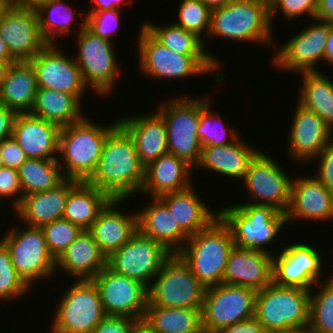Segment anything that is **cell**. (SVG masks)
I'll return each mask as SVG.
<instances>
[{
	"label": "cell",
	"instance_id": "obj_54",
	"mask_svg": "<svg viewBox=\"0 0 333 333\" xmlns=\"http://www.w3.org/2000/svg\"><path fill=\"white\" fill-rule=\"evenodd\" d=\"M316 19L333 24V0H318Z\"/></svg>",
	"mask_w": 333,
	"mask_h": 333
},
{
	"label": "cell",
	"instance_id": "obj_63",
	"mask_svg": "<svg viewBox=\"0 0 333 333\" xmlns=\"http://www.w3.org/2000/svg\"><path fill=\"white\" fill-rule=\"evenodd\" d=\"M13 3L12 0H0V20Z\"/></svg>",
	"mask_w": 333,
	"mask_h": 333
},
{
	"label": "cell",
	"instance_id": "obj_36",
	"mask_svg": "<svg viewBox=\"0 0 333 333\" xmlns=\"http://www.w3.org/2000/svg\"><path fill=\"white\" fill-rule=\"evenodd\" d=\"M298 103L320 116L333 131V81L322 72L300 73Z\"/></svg>",
	"mask_w": 333,
	"mask_h": 333
},
{
	"label": "cell",
	"instance_id": "obj_8",
	"mask_svg": "<svg viewBox=\"0 0 333 333\" xmlns=\"http://www.w3.org/2000/svg\"><path fill=\"white\" fill-rule=\"evenodd\" d=\"M138 41L139 69L154 79H185L215 72L218 66L209 55H182L159 43L143 26Z\"/></svg>",
	"mask_w": 333,
	"mask_h": 333
},
{
	"label": "cell",
	"instance_id": "obj_55",
	"mask_svg": "<svg viewBox=\"0 0 333 333\" xmlns=\"http://www.w3.org/2000/svg\"><path fill=\"white\" fill-rule=\"evenodd\" d=\"M93 1L92 8L87 10L85 14H90L91 12L106 11L111 9H121L123 7L122 3L125 0H91ZM94 4V7H93Z\"/></svg>",
	"mask_w": 333,
	"mask_h": 333
},
{
	"label": "cell",
	"instance_id": "obj_28",
	"mask_svg": "<svg viewBox=\"0 0 333 333\" xmlns=\"http://www.w3.org/2000/svg\"><path fill=\"white\" fill-rule=\"evenodd\" d=\"M194 168L174 154L166 153L150 162L144 169V183L140 193L160 197L181 191L192 185L190 177Z\"/></svg>",
	"mask_w": 333,
	"mask_h": 333
},
{
	"label": "cell",
	"instance_id": "obj_24",
	"mask_svg": "<svg viewBox=\"0 0 333 333\" xmlns=\"http://www.w3.org/2000/svg\"><path fill=\"white\" fill-rule=\"evenodd\" d=\"M123 200L126 199L112 198L88 230L106 258L120 249L138 231L137 212L125 214L118 208Z\"/></svg>",
	"mask_w": 333,
	"mask_h": 333
},
{
	"label": "cell",
	"instance_id": "obj_65",
	"mask_svg": "<svg viewBox=\"0 0 333 333\" xmlns=\"http://www.w3.org/2000/svg\"><path fill=\"white\" fill-rule=\"evenodd\" d=\"M4 167V164H3V161L1 159V156H0V169Z\"/></svg>",
	"mask_w": 333,
	"mask_h": 333
},
{
	"label": "cell",
	"instance_id": "obj_31",
	"mask_svg": "<svg viewBox=\"0 0 333 333\" xmlns=\"http://www.w3.org/2000/svg\"><path fill=\"white\" fill-rule=\"evenodd\" d=\"M241 138L227 145L202 147L200 160L194 170L205 168L229 178L243 179L250 162L261 150L253 149Z\"/></svg>",
	"mask_w": 333,
	"mask_h": 333
},
{
	"label": "cell",
	"instance_id": "obj_35",
	"mask_svg": "<svg viewBox=\"0 0 333 333\" xmlns=\"http://www.w3.org/2000/svg\"><path fill=\"white\" fill-rule=\"evenodd\" d=\"M81 108V103L71 94L38 88L30 114L64 127L85 116Z\"/></svg>",
	"mask_w": 333,
	"mask_h": 333
},
{
	"label": "cell",
	"instance_id": "obj_6",
	"mask_svg": "<svg viewBox=\"0 0 333 333\" xmlns=\"http://www.w3.org/2000/svg\"><path fill=\"white\" fill-rule=\"evenodd\" d=\"M156 110L165 120L168 153L185 160L193 168L201 157L202 146L197 135L200 113L210 104V97H177Z\"/></svg>",
	"mask_w": 333,
	"mask_h": 333
},
{
	"label": "cell",
	"instance_id": "obj_56",
	"mask_svg": "<svg viewBox=\"0 0 333 333\" xmlns=\"http://www.w3.org/2000/svg\"><path fill=\"white\" fill-rule=\"evenodd\" d=\"M325 62L333 67V24H331V29L324 50V63Z\"/></svg>",
	"mask_w": 333,
	"mask_h": 333
},
{
	"label": "cell",
	"instance_id": "obj_46",
	"mask_svg": "<svg viewBox=\"0 0 333 333\" xmlns=\"http://www.w3.org/2000/svg\"><path fill=\"white\" fill-rule=\"evenodd\" d=\"M120 9L91 12L85 15V27L94 35L111 41L113 33H118Z\"/></svg>",
	"mask_w": 333,
	"mask_h": 333
},
{
	"label": "cell",
	"instance_id": "obj_2",
	"mask_svg": "<svg viewBox=\"0 0 333 333\" xmlns=\"http://www.w3.org/2000/svg\"><path fill=\"white\" fill-rule=\"evenodd\" d=\"M117 125L118 119L104 126L84 116L61 127L57 160L64 178L86 182L96 170L105 139Z\"/></svg>",
	"mask_w": 333,
	"mask_h": 333
},
{
	"label": "cell",
	"instance_id": "obj_26",
	"mask_svg": "<svg viewBox=\"0 0 333 333\" xmlns=\"http://www.w3.org/2000/svg\"><path fill=\"white\" fill-rule=\"evenodd\" d=\"M149 113L118 119V124L133 139L139 161L144 167L168 153L165 120L157 110Z\"/></svg>",
	"mask_w": 333,
	"mask_h": 333
},
{
	"label": "cell",
	"instance_id": "obj_45",
	"mask_svg": "<svg viewBox=\"0 0 333 333\" xmlns=\"http://www.w3.org/2000/svg\"><path fill=\"white\" fill-rule=\"evenodd\" d=\"M30 289L17 274L8 249L0 241V299L9 301L12 298L22 297Z\"/></svg>",
	"mask_w": 333,
	"mask_h": 333
},
{
	"label": "cell",
	"instance_id": "obj_47",
	"mask_svg": "<svg viewBox=\"0 0 333 333\" xmlns=\"http://www.w3.org/2000/svg\"><path fill=\"white\" fill-rule=\"evenodd\" d=\"M318 0H275L269 7L271 25L277 12L282 11L284 19L296 20L300 15H308L312 20L316 18Z\"/></svg>",
	"mask_w": 333,
	"mask_h": 333
},
{
	"label": "cell",
	"instance_id": "obj_48",
	"mask_svg": "<svg viewBox=\"0 0 333 333\" xmlns=\"http://www.w3.org/2000/svg\"><path fill=\"white\" fill-rule=\"evenodd\" d=\"M13 196V198H12ZM4 198L12 201V209H16L23 198L22 187L18 176V170L9 167L0 169V200Z\"/></svg>",
	"mask_w": 333,
	"mask_h": 333
},
{
	"label": "cell",
	"instance_id": "obj_5",
	"mask_svg": "<svg viewBox=\"0 0 333 333\" xmlns=\"http://www.w3.org/2000/svg\"><path fill=\"white\" fill-rule=\"evenodd\" d=\"M218 216L230 229L236 247L265 253H271L266 246L276 240L287 224L285 213L248 202L218 209Z\"/></svg>",
	"mask_w": 333,
	"mask_h": 333
},
{
	"label": "cell",
	"instance_id": "obj_27",
	"mask_svg": "<svg viewBox=\"0 0 333 333\" xmlns=\"http://www.w3.org/2000/svg\"><path fill=\"white\" fill-rule=\"evenodd\" d=\"M79 181L65 178L55 188L44 192L24 195L14 210L16 217L25 226L42 227L63 217L69 191Z\"/></svg>",
	"mask_w": 333,
	"mask_h": 333
},
{
	"label": "cell",
	"instance_id": "obj_29",
	"mask_svg": "<svg viewBox=\"0 0 333 333\" xmlns=\"http://www.w3.org/2000/svg\"><path fill=\"white\" fill-rule=\"evenodd\" d=\"M151 203L137 212L138 231L164 245L171 253H178L189 238L175 222L167 205L152 197Z\"/></svg>",
	"mask_w": 333,
	"mask_h": 333
},
{
	"label": "cell",
	"instance_id": "obj_34",
	"mask_svg": "<svg viewBox=\"0 0 333 333\" xmlns=\"http://www.w3.org/2000/svg\"><path fill=\"white\" fill-rule=\"evenodd\" d=\"M111 199L106 192L87 182L79 181L69 191L62 218L82 230H89L100 211Z\"/></svg>",
	"mask_w": 333,
	"mask_h": 333
},
{
	"label": "cell",
	"instance_id": "obj_4",
	"mask_svg": "<svg viewBox=\"0 0 333 333\" xmlns=\"http://www.w3.org/2000/svg\"><path fill=\"white\" fill-rule=\"evenodd\" d=\"M272 30L266 4L258 0H231L224 6L212 9L207 38L215 36L276 46Z\"/></svg>",
	"mask_w": 333,
	"mask_h": 333
},
{
	"label": "cell",
	"instance_id": "obj_39",
	"mask_svg": "<svg viewBox=\"0 0 333 333\" xmlns=\"http://www.w3.org/2000/svg\"><path fill=\"white\" fill-rule=\"evenodd\" d=\"M17 170L23 196L55 188L65 179L58 160L27 158Z\"/></svg>",
	"mask_w": 333,
	"mask_h": 333
},
{
	"label": "cell",
	"instance_id": "obj_30",
	"mask_svg": "<svg viewBox=\"0 0 333 333\" xmlns=\"http://www.w3.org/2000/svg\"><path fill=\"white\" fill-rule=\"evenodd\" d=\"M106 266L107 258L88 230H83L55 260V270L59 268L75 280H92Z\"/></svg>",
	"mask_w": 333,
	"mask_h": 333
},
{
	"label": "cell",
	"instance_id": "obj_3",
	"mask_svg": "<svg viewBox=\"0 0 333 333\" xmlns=\"http://www.w3.org/2000/svg\"><path fill=\"white\" fill-rule=\"evenodd\" d=\"M228 226L218 216L206 228L190 236L178 252L205 287L223 283L228 257L234 247Z\"/></svg>",
	"mask_w": 333,
	"mask_h": 333
},
{
	"label": "cell",
	"instance_id": "obj_42",
	"mask_svg": "<svg viewBox=\"0 0 333 333\" xmlns=\"http://www.w3.org/2000/svg\"><path fill=\"white\" fill-rule=\"evenodd\" d=\"M210 108L211 103L200 113L197 135L201 146H219L235 142L240 137L237 131L232 127L228 129L221 114L213 112Z\"/></svg>",
	"mask_w": 333,
	"mask_h": 333
},
{
	"label": "cell",
	"instance_id": "obj_57",
	"mask_svg": "<svg viewBox=\"0 0 333 333\" xmlns=\"http://www.w3.org/2000/svg\"><path fill=\"white\" fill-rule=\"evenodd\" d=\"M131 333H158L143 319L137 320L133 326Z\"/></svg>",
	"mask_w": 333,
	"mask_h": 333
},
{
	"label": "cell",
	"instance_id": "obj_52",
	"mask_svg": "<svg viewBox=\"0 0 333 333\" xmlns=\"http://www.w3.org/2000/svg\"><path fill=\"white\" fill-rule=\"evenodd\" d=\"M217 333H266V332L264 331L262 324L254 316L252 318L222 328Z\"/></svg>",
	"mask_w": 333,
	"mask_h": 333
},
{
	"label": "cell",
	"instance_id": "obj_18",
	"mask_svg": "<svg viewBox=\"0 0 333 333\" xmlns=\"http://www.w3.org/2000/svg\"><path fill=\"white\" fill-rule=\"evenodd\" d=\"M57 46L56 43L48 44L30 60L38 88L71 94L81 103L88 86L74 57L72 59Z\"/></svg>",
	"mask_w": 333,
	"mask_h": 333
},
{
	"label": "cell",
	"instance_id": "obj_22",
	"mask_svg": "<svg viewBox=\"0 0 333 333\" xmlns=\"http://www.w3.org/2000/svg\"><path fill=\"white\" fill-rule=\"evenodd\" d=\"M273 282V254L234 246L227 260L223 283L254 289Z\"/></svg>",
	"mask_w": 333,
	"mask_h": 333
},
{
	"label": "cell",
	"instance_id": "obj_12",
	"mask_svg": "<svg viewBox=\"0 0 333 333\" xmlns=\"http://www.w3.org/2000/svg\"><path fill=\"white\" fill-rule=\"evenodd\" d=\"M0 241L9 251L17 274L31 287L56 273L55 259L49 253L41 227H11Z\"/></svg>",
	"mask_w": 333,
	"mask_h": 333
},
{
	"label": "cell",
	"instance_id": "obj_61",
	"mask_svg": "<svg viewBox=\"0 0 333 333\" xmlns=\"http://www.w3.org/2000/svg\"><path fill=\"white\" fill-rule=\"evenodd\" d=\"M272 333H313L309 326H304L300 328H291L287 330H282V331H277V332H272Z\"/></svg>",
	"mask_w": 333,
	"mask_h": 333
},
{
	"label": "cell",
	"instance_id": "obj_19",
	"mask_svg": "<svg viewBox=\"0 0 333 333\" xmlns=\"http://www.w3.org/2000/svg\"><path fill=\"white\" fill-rule=\"evenodd\" d=\"M273 254V283L282 287L311 290L322 276V257L311 244L302 242L282 246Z\"/></svg>",
	"mask_w": 333,
	"mask_h": 333
},
{
	"label": "cell",
	"instance_id": "obj_43",
	"mask_svg": "<svg viewBox=\"0 0 333 333\" xmlns=\"http://www.w3.org/2000/svg\"><path fill=\"white\" fill-rule=\"evenodd\" d=\"M178 9L179 19L173 23L195 33L201 39H206L210 30L212 9L201 0H181Z\"/></svg>",
	"mask_w": 333,
	"mask_h": 333
},
{
	"label": "cell",
	"instance_id": "obj_9",
	"mask_svg": "<svg viewBox=\"0 0 333 333\" xmlns=\"http://www.w3.org/2000/svg\"><path fill=\"white\" fill-rule=\"evenodd\" d=\"M205 292L190 266L173 253L148 287V306L202 309Z\"/></svg>",
	"mask_w": 333,
	"mask_h": 333
},
{
	"label": "cell",
	"instance_id": "obj_50",
	"mask_svg": "<svg viewBox=\"0 0 333 333\" xmlns=\"http://www.w3.org/2000/svg\"><path fill=\"white\" fill-rule=\"evenodd\" d=\"M0 156L4 167L18 169L27 159L24 151L11 136L0 142Z\"/></svg>",
	"mask_w": 333,
	"mask_h": 333
},
{
	"label": "cell",
	"instance_id": "obj_32",
	"mask_svg": "<svg viewBox=\"0 0 333 333\" xmlns=\"http://www.w3.org/2000/svg\"><path fill=\"white\" fill-rule=\"evenodd\" d=\"M188 188L167 193L159 198L167 205L180 229L188 236L197 234L218 217V210H211L194 190ZM217 211V212H216Z\"/></svg>",
	"mask_w": 333,
	"mask_h": 333
},
{
	"label": "cell",
	"instance_id": "obj_62",
	"mask_svg": "<svg viewBox=\"0 0 333 333\" xmlns=\"http://www.w3.org/2000/svg\"><path fill=\"white\" fill-rule=\"evenodd\" d=\"M13 62H15V61H2V60H0V85H1V82L3 81V79L5 77V74L8 70L9 65Z\"/></svg>",
	"mask_w": 333,
	"mask_h": 333
},
{
	"label": "cell",
	"instance_id": "obj_64",
	"mask_svg": "<svg viewBox=\"0 0 333 333\" xmlns=\"http://www.w3.org/2000/svg\"><path fill=\"white\" fill-rule=\"evenodd\" d=\"M266 4L268 7H270L275 0H258Z\"/></svg>",
	"mask_w": 333,
	"mask_h": 333
},
{
	"label": "cell",
	"instance_id": "obj_7",
	"mask_svg": "<svg viewBox=\"0 0 333 333\" xmlns=\"http://www.w3.org/2000/svg\"><path fill=\"white\" fill-rule=\"evenodd\" d=\"M310 290L277 286L256 292L254 316L266 333L309 325Z\"/></svg>",
	"mask_w": 333,
	"mask_h": 333
},
{
	"label": "cell",
	"instance_id": "obj_44",
	"mask_svg": "<svg viewBox=\"0 0 333 333\" xmlns=\"http://www.w3.org/2000/svg\"><path fill=\"white\" fill-rule=\"evenodd\" d=\"M46 245L56 260L82 233V229L64 218L43 225Z\"/></svg>",
	"mask_w": 333,
	"mask_h": 333
},
{
	"label": "cell",
	"instance_id": "obj_49",
	"mask_svg": "<svg viewBox=\"0 0 333 333\" xmlns=\"http://www.w3.org/2000/svg\"><path fill=\"white\" fill-rule=\"evenodd\" d=\"M315 159L319 160L315 177L333 194V140L325 146Z\"/></svg>",
	"mask_w": 333,
	"mask_h": 333
},
{
	"label": "cell",
	"instance_id": "obj_16",
	"mask_svg": "<svg viewBox=\"0 0 333 333\" xmlns=\"http://www.w3.org/2000/svg\"><path fill=\"white\" fill-rule=\"evenodd\" d=\"M92 281L98 288L106 315L144 318L148 306V287L132 278L104 267Z\"/></svg>",
	"mask_w": 333,
	"mask_h": 333
},
{
	"label": "cell",
	"instance_id": "obj_14",
	"mask_svg": "<svg viewBox=\"0 0 333 333\" xmlns=\"http://www.w3.org/2000/svg\"><path fill=\"white\" fill-rule=\"evenodd\" d=\"M172 254L161 243L137 231L128 242L107 258V267L149 287Z\"/></svg>",
	"mask_w": 333,
	"mask_h": 333
},
{
	"label": "cell",
	"instance_id": "obj_66",
	"mask_svg": "<svg viewBox=\"0 0 333 333\" xmlns=\"http://www.w3.org/2000/svg\"><path fill=\"white\" fill-rule=\"evenodd\" d=\"M332 271H333V270H332ZM328 279H329L331 282H333V273H331V276L328 277Z\"/></svg>",
	"mask_w": 333,
	"mask_h": 333
},
{
	"label": "cell",
	"instance_id": "obj_23",
	"mask_svg": "<svg viewBox=\"0 0 333 333\" xmlns=\"http://www.w3.org/2000/svg\"><path fill=\"white\" fill-rule=\"evenodd\" d=\"M286 221H327L333 218V194L315 176L292 179Z\"/></svg>",
	"mask_w": 333,
	"mask_h": 333
},
{
	"label": "cell",
	"instance_id": "obj_51",
	"mask_svg": "<svg viewBox=\"0 0 333 333\" xmlns=\"http://www.w3.org/2000/svg\"><path fill=\"white\" fill-rule=\"evenodd\" d=\"M136 321L130 317L106 315L92 333H131Z\"/></svg>",
	"mask_w": 333,
	"mask_h": 333
},
{
	"label": "cell",
	"instance_id": "obj_59",
	"mask_svg": "<svg viewBox=\"0 0 333 333\" xmlns=\"http://www.w3.org/2000/svg\"><path fill=\"white\" fill-rule=\"evenodd\" d=\"M0 60L2 61H15L8 50L7 44L5 41L0 37Z\"/></svg>",
	"mask_w": 333,
	"mask_h": 333
},
{
	"label": "cell",
	"instance_id": "obj_38",
	"mask_svg": "<svg viewBox=\"0 0 333 333\" xmlns=\"http://www.w3.org/2000/svg\"><path fill=\"white\" fill-rule=\"evenodd\" d=\"M142 26L163 46L182 55H209L219 66V59L205 50L204 39L195 33L187 31L174 23L156 25L151 21L142 23ZM212 55V56H211Z\"/></svg>",
	"mask_w": 333,
	"mask_h": 333
},
{
	"label": "cell",
	"instance_id": "obj_15",
	"mask_svg": "<svg viewBox=\"0 0 333 333\" xmlns=\"http://www.w3.org/2000/svg\"><path fill=\"white\" fill-rule=\"evenodd\" d=\"M252 199L251 204L271 206L286 213L290 203L292 179L262 150L250 162L242 179Z\"/></svg>",
	"mask_w": 333,
	"mask_h": 333
},
{
	"label": "cell",
	"instance_id": "obj_11",
	"mask_svg": "<svg viewBox=\"0 0 333 333\" xmlns=\"http://www.w3.org/2000/svg\"><path fill=\"white\" fill-rule=\"evenodd\" d=\"M79 24L77 33L76 64L79 66L84 82L98 95H108L116 86L120 72L112 42L94 35L85 27V16ZM115 84V85H114Z\"/></svg>",
	"mask_w": 333,
	"mask_h": 333
},
{
	"label": "cell",
	"instance_id": "obj_10",
	"mask_svg": "<svg viewBox=\"0 0 333 333\" xmlns=\"http://www.w3.org/2000/svg\"><path fill=\"white\" fill-rule=\"evenodd\" d=\"M57 302L52 328L60 333H92L106 316L92 280H73Z\"/></svg>",
	"mask_w": 333,
	"mask_h": 333
},
{
	"label": "cell",
	"instance_id": "obj_41",
	"mask_svg": "<svg viewBox=\"0 0 333 333\" xmlns=\"http://www.w3.org/2000/svg\"><path fill=\"white\" fill-rule=\"evenodd\" d=\"M318 285V292L310 290L308 326L313 333H333V282L325 279Z\"/></svg>",
	"mask_w": 333,
	"mask_h": 333
},
{
	"label": "cell",
	"instance_id": "obj_13",
	"mask_svg": "<svg viewBox=\"0 0 333 333\" xmlns=\"http://www.w3.org/2000/svg\"><path fill=\"white\" fill-rule=\"evenodd\" d=\"M256 291L221 283L206 288L202 309L203 333H217L222 328L254 317Z\"/></svg>",
	"mask_w": 333,
	"mask_h": 333
},
{
	"label": "cell",
	"instance_id": "obj_21",
	"mask_svg": "<svg viewBox=\"0 0 333 333\" xmlns=\"http://www.w3.org/2000/svg\"><path fill=\"white\" fill-rule=\"evenodd\" d=\"M289 130L288 153L297 162L308 164L333 140V131L315 112L297 103Z\"/></svg>",
	"mask_w": 333,
	"mask_h": 333
},
{
	"label": "cell",
	"instance_id": "obj_17",
	"mask_svg": "<svg viewBox=\"0 0 333 333\" xmlns=\"http://www.w3.org/2000/svg\"><path fill=\"white\" fill-rule=\"evenodd\" d=\"M314 24L307 25L293 35L272 57L275 68L283 71L319 72L316 63L324 61V50L331 29V23L314 19ZM319 21V22H318Z\"/></svg>",
	"mask_w": 333,
	"mask_h": 333
},
{
	"label": "cell",
	"instance_id": "obj_33",
	"mask_svg": "<svg viewBox=\"0 0 333 333\" xmlns=\"http://www.w3.org/2000/svg\"><path fill=\"white\" fill-rule=\"evenodd\" d=\"M38 90L34 67L30 61L11 63L0 85V104L17 113H30Z\"/></svg>",
	"mask_w": 333,
	"mask_h": 333
},
{
	"label": "cell",
	"instance_id": "obj_67",
	"mask_svg": "<svg viewBox=\"0 0 333 333\" xmlns=\"http://www.w3.org/2000/svg\"><path fill=\"white\" fill-rule=\"evenodd\" d=\"M50 333H60V332H58V331H56V330H54V329H50Z\"/></svg>",
	"mask_w": 333,
	"mask_h": 333
},
{
	"label": "cell",
	"instance_id": "obj_25",
	"mask_svg": "<svg viewBox=\"0 0 333 333\" xmlns=\"http://www.w3.org/2000/svg\"><path fill=\"white\" fill-rule=\"evenodd\" d=\"M61 127L30 113H18L12 137L27 158L57 160Z\"/></svg>",
	"mask_w": 333,
	"mask_h": 333
},
{
	"label": "cell",
	"instance_id": "obj_58",
	"mask_svg": "<svg viewBox=\"0 0 333 333\" xmlns=\"http://www.w3.org/2000/svg\"><path fill=\"white\" fill-rule=\"evenodd\" d=\"M49 1L51 0H16L14 3L23 7L36 9L41 4Z\"/></svg>",
	"mask_w": 333,
	"mask_h": 333
},
{
	"label": "cell",
	"instance_id": "obj_37",
	"mask_svg": "<svg viewBox=\"0 0 333 333\" xmlns=\"http://www.w3.org/2000/svg\"><path fill=\"white\" fill-rule=\"evenodd\" d=\"M143 320L158 333H203L201 309L147 306Z\"/></svg>",
	"mask_w": 333,
	"mask_h": 333
},
{
	"label": "cell",
	"instance_id": "obj_1",
	"mask_svg": "<svg viewBox=\"0 0 333 333\" xmlns=\"http://www.w3.org/2000/svg\"><path fill=\"white\" fill-rule=\"evenodd\" d=\"M144 169L133 139L118 124L105 139L96 170L86 182L113 199H126L139 194Z\"/></svg>",
	"mask_w": 333,
	"mask_h": 333
},
{
	"label": "cell",
	"instance_id": "obj_20",
	"mask_svg": "<svg viewBox=\"0 0 333 333\" xmlns=\"http://www.w3.org/2000/svg\"><path fill=\"white\" fill-rule=\"evenodd\" d=\"M0 37L15 61H30L48 45L40 31L37 10L16 3L0 20Z\"/></svg>",
	"mask_w": 333,
	"mask_h": 333
},
{
	"label": "cell",
	"instance_id": "obj_60",
	"mask_svg": "<svg viewBox=\"0 0 333 333\" xmlns=\"http://www.w3.org/2000/svg\"><path fill=\"white\" fill-rule=\"evenodd\" d=\"M201 1L211 9H214L228 4L231 0H201Z\"/></svg>",
	"mask_w": 333,
	"mask_h": 333
},
{
	"label": "cell",
	"instance_id": "obj_53",
	"mask_svg": "<svg viewBox=\"0 0 333 333\" xmlns=\"http://www.w3.org/2000/svg\"><path fill=\"white\" fill-rule=\"evenodd\" d=\"M17 112L0 104V142L12 136Z\"/></svg>",
	"mask_w": 333,
	"mask_h": 333
},
{
	"label": "cell",
	"instance_id": "obj_40",
	"mask_svg": "<svg viewBox=\"0 0 333 333\" xmlns=\"http://www.w3.org/2000/svg\"><path fill=\"white\" fill-rule=\"evenodd\" d=\"M40 31L48 44H55V36L69 35L76 21V11L66 0H51L36 8ZM76 16V17H75Z\"/></svg>",
	"mask_w": 333,
	"mask_h": 333
}]
</instances>
